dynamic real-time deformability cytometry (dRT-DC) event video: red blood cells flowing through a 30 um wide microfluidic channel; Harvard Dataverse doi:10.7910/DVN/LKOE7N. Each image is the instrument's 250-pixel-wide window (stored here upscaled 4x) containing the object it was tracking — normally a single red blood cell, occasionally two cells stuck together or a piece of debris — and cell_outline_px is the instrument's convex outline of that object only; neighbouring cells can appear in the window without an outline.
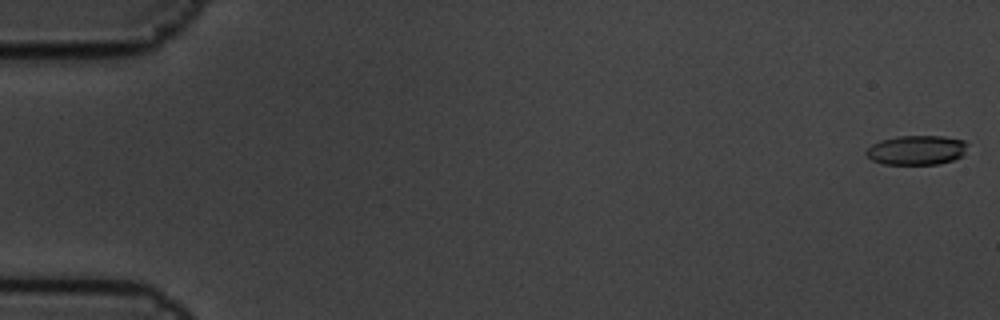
{"species": "common noctule bat (a hibernating species)", "species_latin": "Nyctalus noctula", "temperature_condition": "cold", "stored_images_in_passage": 4, "camera_frame_rate_fps": 3000, "um_per_image_px": 0.085, "animal": {"sex": "male", "body_mass_g": 19.5, "forearm_length_mm": 54.6}, "frame": {"image": 1, "passage_image": 1, "time_ms": 0.0, "image_size_px": [1000, 320], "cell_outline_px": [[968, 144], [964, 156], [952, 160], [936, 164], [884, 164], [872, 160], [864, 152], [872, 144], [880, 140], [896, 136], [944, 136], [964, 140]], "centroid_in_image_um": [77.93, 12.75], "position_along_channel_um": 7.1, "area_um2": 17.51}}